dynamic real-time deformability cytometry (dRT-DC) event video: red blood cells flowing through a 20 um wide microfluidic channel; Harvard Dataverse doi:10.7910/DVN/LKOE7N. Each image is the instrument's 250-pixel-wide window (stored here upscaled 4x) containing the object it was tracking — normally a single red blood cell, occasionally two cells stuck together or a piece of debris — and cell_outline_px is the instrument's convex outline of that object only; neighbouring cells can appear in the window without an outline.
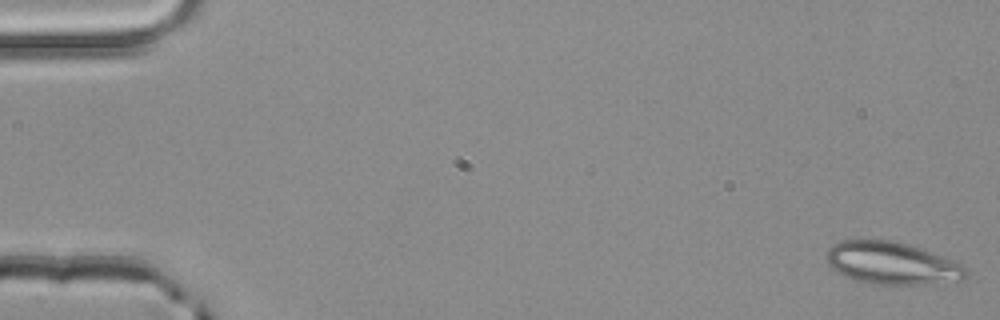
{"species": "common noctule bat (a hibernating species)", "species_latin": "Nyctalus noctula", "temperature_condition": "room temperature", "stored_images_in_passage": 52, "camera_frame_rate_fps": 3000, "um_per_image_px": 0.085, "animal": {"sex": "male", "body_mass_g": 20.4}, "frame": {"image": 1, "passage_image": 1, "time_ms": 0.0, "image_size_px": [1000, 320], "cell_outline_px": [[968, 276], [964, 280], [924, 284], [876, 284], [852, 280], [844, 276], [832, 268], [828, 264], [828, 248], [832, 244], [844, 240], [888, 240], [908, 244], [964, 264], [968, 268]], "centroid_in_image_um": [75.85, 22.38], "position_along_channel_um": 9.2, "area_um2": 34.45}}
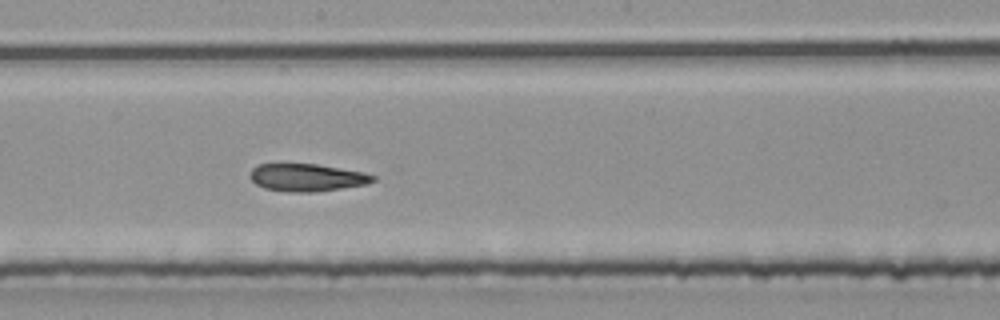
{"frame": {"image": 2, "passage_image": 29, "time_ms": 9.333, "image_size_px": [1000, 320], "cell_outline_px": [[376, 180], [364, 184], [340, 188], [312, 192], [288, 192], [264, 188], [256, 184], [248, 176], [252, 168], [256, 164], [316, 164], [364, 172], [376, 176]], "centroid_in_image_um": [26.04, 15.08], "position_along_channel_um": 222.2, "area_um2": 19.65}}
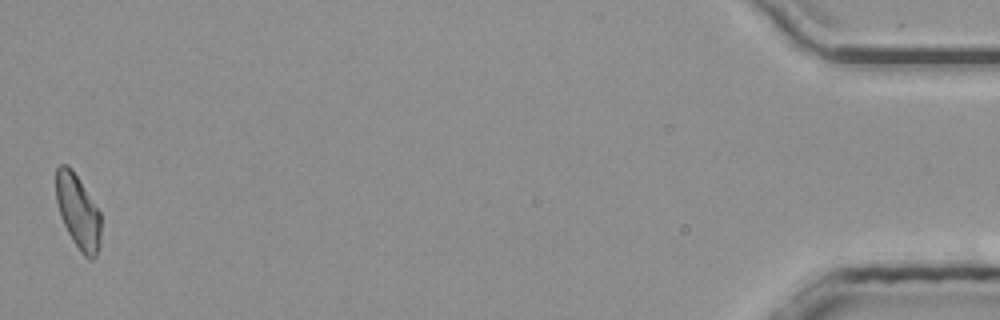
{"frame": {"image": 3, "passage_image": 52, "time_ms": 17.0, "image_size_px": [1000, 320], "cell_outline_px": [[100, 244], [96, 256], [92, 260], [88, 260], [80, 252], [72, 240], [60, 216], [56, 200], [56, 168], [60, 164], [68, 164], [100, 212]], "centroid_in_image_um": [6.62, 18.03], "position_along_channel_um": 428.6, "area_um2": 19.25}, "authors_computed_cell_mechanics": {"area_um2": 20.6635, "velocity_mm_per_s": 3.9844, "shape_relaxation_time_tau1_ms": 4.4572, "shape_relaxation_time_tau2_ms": 2.0875, "deformation_change_tau1": 0.1528, "deformation_change_tau2": 0.1022}}